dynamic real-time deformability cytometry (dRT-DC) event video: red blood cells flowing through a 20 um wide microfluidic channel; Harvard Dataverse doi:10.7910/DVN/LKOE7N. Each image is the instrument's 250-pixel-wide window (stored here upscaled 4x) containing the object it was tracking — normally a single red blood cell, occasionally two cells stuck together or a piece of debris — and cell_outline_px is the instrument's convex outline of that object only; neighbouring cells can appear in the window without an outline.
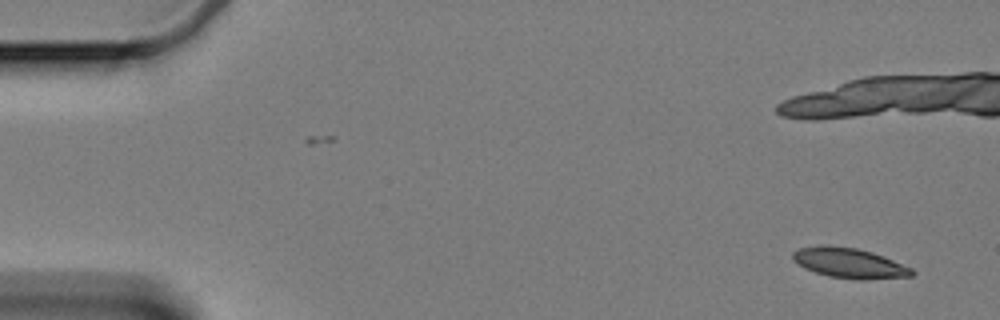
{"species": "Egyptian fruit bat (a non-hibernating species)", "species_latin": "Rousettus aegyptiacus", "temperature_condition": "cold", "stored_images_in_passage": 23, "camera_frame_rate_fps": 3000, "um_per_image_px": 0.085, "animal": {"sex": "female"}, "frame": {"image": 1, "passage_image": 1, "time_ms": 0.0, "image_size_px": [1000, 320], "cell_outline_px": [[916, 272], [912, 276], [864, 280], [856, 280], [828, 276], [804, 268], [792, 260], [792, 252], [800, 248], [820, 244], [824, 244], [856, 248], [872, 252], [884, 256], [912, 268]], "centroid_in_image_um": [72.19, 22.35], "position_along_channel_um": 12.8, "area_um2": 21.15}}